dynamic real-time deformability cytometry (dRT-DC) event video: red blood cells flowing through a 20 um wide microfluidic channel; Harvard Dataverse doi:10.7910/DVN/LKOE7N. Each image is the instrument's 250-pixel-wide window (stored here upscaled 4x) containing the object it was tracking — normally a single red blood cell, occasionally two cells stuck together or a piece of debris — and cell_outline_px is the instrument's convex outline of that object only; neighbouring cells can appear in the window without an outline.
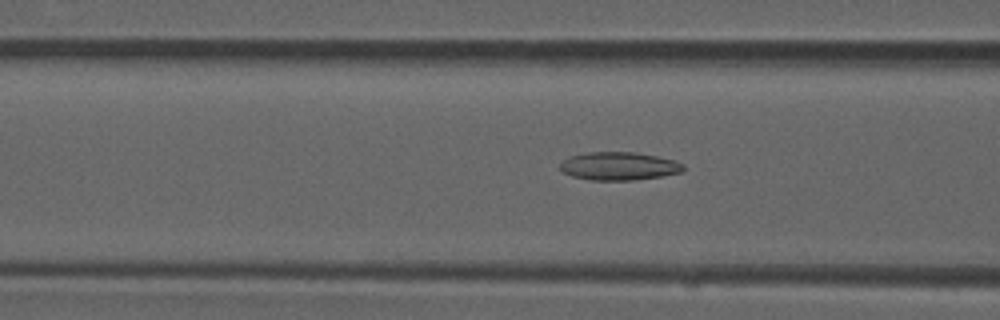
{"species": "common noctule bat (a hibernating species)", "species_latin": "Nyctalus noctula", "temperature_condition": "room temperature", "stored_images_in_passage": 52, "camera_frame_rate_fps": 3000, "um_per_image_px": 0.085, "animal": {"sex": "male", "forearm_length_mm": 52.5}, "frame": {"image": 1, "passage_image": 20, "time_ms": 6.333, "image_size_px": [1000, 320], "cell_outline_px": [[684, 168], [680, 172], [660, 176], [632, 180], [592, 180], [572, 176], [564, 172], [560, 168], [560, 164], [568, 156], [584, 152], [636, 152], [676, 160], [684, 164]], "centroid_in_image_um": [52.6, 14.1], "position_along_channel_um": 114.0, "area_um2": 20.17}}
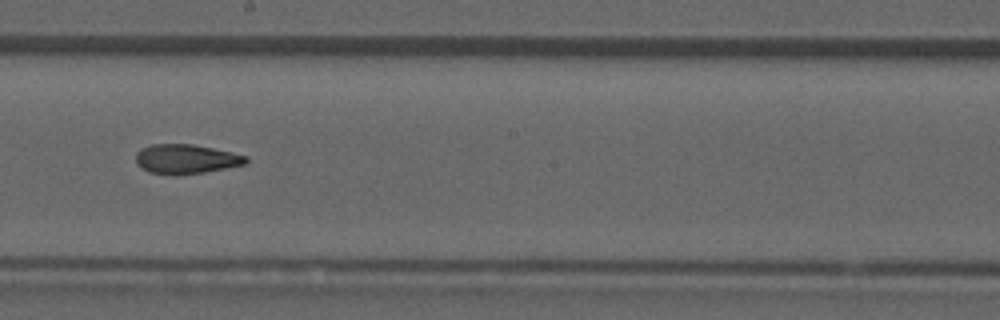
{"frame": {"image": 2, "passage_image": 29, "time_ms": 9.333, "image_size_px": [1000, 320], "cell_outline_px": [[248, 164], [204, 172], [176, 176], [148, 172], [136, 164], [136, 152], [152, 144], [192, 144], [232, 152], [248, 156]], "centroid_in_image_um": [15.83, 13.53], "position_along_channel_um": 232.4, "area_um2": 19.07}}
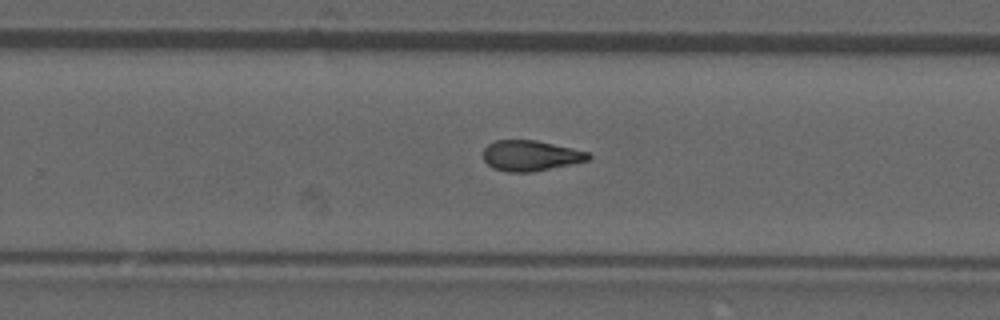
{"frame": {"image": 3, "passage_image": 33, "time_ms": 10.667, "image_size_px": [1000, 320], "cell_outline_px": [[592, 156], [588, 160], [532, 172], [508, 172], [492, 168], [484, 160], [484, 148], [488, 144], [496, 140], [536, 140], [572, 148], [588, 152]], "centroid_in_image_um": [45.08, 13.23], "position_along_channel_um": 284.7, "area_um2": 18.55}, "authors_computed_cell_mechanics": {"area_um2": 19.1029, "velocity_mm_per_s": 3.9521, "shape_relaxation_time_tau1_ms": null, "shape_relaxation_time_tau2_ms": 4.4517, "deformation_change_tau1": null, "deformation_change_tau2": 0.1307}}